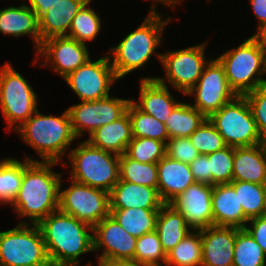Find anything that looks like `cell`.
<instances>
[{
	"label": "cell",
	"mask_w": 266,
	"mask_h": 266,
	"mask_svg": "<svg viewBox=\"0 0 266 266\" xmlns=\"http://www.w3.org/2000/svg\"><path fill=\"white\" fill-rule=\"evenodd\" d=\"M0 32L17 38L31 35L36 52L41 45L39 20L27 4L0 9Z\"/></svg>",
	"instance_id": "cell-24"
},
{
	"label": "cell",
	"mask_w": 266,
	"mask_h": 266,
	"mask_svg": "<svg viewBox=\"0 0 266 266\" xmlns=\"http://www.w3.org/2000/svg\"><path fill=\"white\" fill-rule=\"evenodd\" d=\"M29 225L23 220L0 232V266H31L49 258L39 226Z\"/></svg>",
	"instance_id": "cell-8"
},
{
	"label": "cell",
	"mask_w": 266,
	"mask_h": 266,
	"mask_svg": "<svg viewBox=\"0 0 266 266\" xmlns=\"http://www.w3.org/2000/svg\"><path fill=\"white\" fill-rule=\"evenodd\" d=\"M93 252L103 248L98 256L102 261H132L134 262L137 238L127 233L111 216H107L92 227Z\"/></svg>",
	"instance_id": "cell-15"
},
{
	"label": "cell",
	"mask_w": 266,
	"mask_h": 266,
	"mask_svg": "<svg viewBox=\"0 0 266 266\" xmlns=\"http://www.w3.org/2000/svg\"><path fill=\"white\" fill-rule=\"evenodd\" d=\"M48 257L63 266H78L80 255L93 251L92 226L59 209L37 224Z\"/></svg>",
	"instance_id": "cell-2"
},
{
	"label": "cell",
	"mask_w": 266,
	"mask_h": 266,
	"mask_svg": "<svg viewBox=\"0 0 266 266\" xmlns=\"http://www.w3.org/2000/svg\"><path fill=\"white\" fill-rule=\"evenodd\" d=\"M166 155L176 161L190 164L200 154L189 137L169 138L166 143Z\"/></svg>",
	"instance_id": "cell-42"
},
{
	"label": "cell",
	"mask_w": 266,
	"mask_h": 266,
	"mask_svg": "<svg viewBox=\"0 0 266 266\" xmlns=\"http://www.w3.org/2000/svg\"><path fill=\"white\" fill-rule=\"evenodd\" d=\"M29 7L35 12L39 19L44 13L48 11V7L55 5L60 0H27Z\"/></svg>",
	"instance_id": "cell-46"
},
{
	"label": "cell",
	"mask_w": 266,
	"mask_h": 266,
	"mask_svg": "<svg viewBox=\"0 0 266 266\" xmlns=\"http://www.w3.org/2000/svg\"><path fill=\"white\" fill-rule=\"evenodd\" d=\"M70 180V186L63 191L61 190L62 182H60L58 207L60 211L92 227L110 215L107 191Z\"/></svg>",
	"instance_id": "cell-11"
},
{
	"label": "cell",
	"mask_w": 266,
	"mask_h": 266,
	"mask_svg": "<svg viewBox=\"0 0 266 266\" xmlns=\"http://www.w3.org/2000/svg\"><path fill=\"white\" fill-rule=\"evenodd\" d=\"M212 192V185L195 182L169 205L184 217L192 231H200L213 226Z\"/></svg>",
	"instance_id": "cell-17"
},
{
	"label": "cell",
	"mask_w": 266,
	"mask_h": 266,
	"mask_svg": "<svg viewBox=\"0 0 266 266\" xmlns=\"http://www.w3.org/2000/svg\"><path fill=\"white\" fill-rule=\"evenodd\" d=\"M195 182L211 185L208 155L200 154L189 164Z\"/></svg>",
	"instance_id": "cell-43"
},
{
	"label": "cell",
	"mask_w": 266,
	"mask_h": 266,
	"mask_svg": "<svg viewBox=\"0 0 266 266\" xmlns=\"http://www.w3.org/2000/svg\"><path fill=\"white\" fill-rule=\"evenodd\" d=\"M213 226L245 228L248 220L238 194L230 184H217L212 192Z\"/></svg>",
	"instance_id": "cell-22"
},
{
	"label": "cell",
	"mask_w": 266,
	"mask_h": 266,
	"mask_svg": "<svg viewBox=\"0 0 266 266\" xmlns=\"http://www.w3.org/2000/svg\"><path fill=\"white\" fill-rule=\"evenodd\" d=\"M201 232H189L166 254V266H201Z\"/></svg>",
	"instance_id": "cell-31"
},
{
	"label": "cell",
	"mask_w": 266,
	"mask_h": 266,
	"mask_svg": "<svg viewBox=\"0 0 266 266\" xmlns=\"http://www.w3.org/2000/svg\"><path fill=\"white\" fill-rule=\"evenodd\" d=\"M181 2H183V0H170V7L171 8L173 7V9H174V7L176 8L175 5H177V4L181 3Z\"/></svg>",
	"instance_id": "cell-50"
},
{
	"label": "cell",
	"mask_w": 266,
	"mask_h": 266,
	"mask_svg": "<svg viewBox=\"0 0 266 266\" xmlns=\"http://www.w3.org/2000/svg\"><path fill=\"white\" fill-rule=\"evenodd\" d=\"M230 185L238 194L239 202L243 207L244 216L247 220L262 216L266 185L244 181H232Z\"/></svg>",
	"instance_id": "cell-34"
},
{
	"label": "cell",
	"mask_w": 266,
	"mask_h": 266,
	"mask_svg": "<svg viewBox=\"0 0 266 266\" xmlns=\"http://www.w3.org/2000/svg\"><path fill=\"white\" fill-rule=\"evenodd\" d=\"M191 143L199 154H210L227 145L218 130L207 118L190 136Z\"/></svg>",
	"instance_id": "cell-40"
},
{
	"label": "cell",
	"mask_w": 266,
	"mask_h": 266,
	"mask_svg": "<svg viewBox=\"0 0 266 266\" xmlns=\"http://www.w3.org/2000/svg\"><path fill=\"white\" fill-rule=\"evenodd\" d=\"M249 2L259 21L258 30L254 35H260L266 29V0H249Z\"/></svg>",
	"instance_id": "cell-45"
},
{
	"label": "cell",
	"mask_w": 266,
	"mask_h": 266,
	"mask_svg": "<svg viewBox=\"0 0 266 266\" xmlns=\"http://www.w3.org/2000/svg\"><path fill=\"white\" fill-rule=\"evenodd\" d=\"M160 209H110V215L132 236L142 235L156 230V219Z\"/></svg>",
	"instance_id": "cell-28"
},
{
	"label": "cell",
	"mask_w": 266,
	"mask_h": 266,
	"mask_svg": "<svg viewBox=\"0 0 266 266\" xmlns=\"http://www.w3.org/2000/svg\"><path fill=\"white\" fill-rule=\"evenodd\" d=\"M207 118L190 104L180 102L165 121L169 138L189 137Z\"/></svg>",
	"instance_id": "cell-29"
},
{
	"label": "cell",
	"mask_w": 266,
	"mask_h": 266,
	"mask_svg": "<svg viewBox=\"0 0 266 266\" xmlns=\"http://www.w3.org/2000/svg\"><path fill=\"white\" fill-rule=\"evenodd\" d=\"M262 141L266 145V133L262 136Z\"/></svg>",
	"instance_id": "cell-53"
},
{
	"label": "cell",
	"mask_w": 266,
	"mask_h": 266,
	"mask_svg": "<svg viewBox=\"0 0 266 266\" xmlns=\"http://www.w3.org/2000/svg\"><path fill=\"white\" fill-rule=\"evenodd\" d=\"M89 0H60L48 7L39 20L41 42L54 36H67L73 18Z\"/></svg>",
	"instance_id": "cell-26"
},
{
	"label": "cell",
	"mask_w": 266,
	"mask_h": 266,
	"mask_svg": "<svg viewBox=\"0 0 266 266\" xmlns=\"http://www.w3.org/2000/svg\"><path fill=\"white\" fill-rule=\"evenodd\" d=\"M57 162H42L27 156L23 162V179L12 201L19 217L38 224L59 207L60 173L52 170Z\"/></svg>",
	"instance_id": "cell-1"
},
{
	"label": "cell",
	"mask_w": 266,
	"mask_h": 266,
	"mask_svg": "<svg viewBox=\"0 0 266 266\" xmlns=\"http://www.w3.org/2000/svg\"><path fill=\"white\" fill-rule=\"evenodd\" d=\"M208 119L227 146L237 148L263 143L245 96H236Z\"/></svg>",
	"instance_id": "cell-7"
},
{
	"label": "cell",
	"mask_w": 266,
	"mask_h": 266,
	"mask_svg": "<svg viewBox=\"0 0 266 266\" xmlns=\"http://www.w3.org/2000/svg\"><path fill=\"white\" fill-rule=\"evenodd\" d=\"M250 106L258 132L266 133V83L244 95Z\"/></svg>",
	"instance_id": "cell-41"
},
{
	"label": "cell",
	"mask_w": 266,
	"mask_h": 266,
	"mask_svg": "<svg viewBox=\"0 0 266 266\" xmlns=\"http://www.w3.org/2000/svg\"><path fill=\"white\" fill-rule=\"evenodd\" d=\"M134 262L144 266H162L161 262L166 265V253L162 249L156 230L137 238Z\"/></svg>",
	"instance_id": "cell-37"
},
{
	"label": "cell",
	"mask_w": 266,
	"mask_h": 266,
	"mask_svg": "<svg viewBox=\"0 0 266 266\" xmlns=\"http://www.w3.org/2000/svg\"><path fill=\"white\" fill-rule=\"evenodd\" d=\"M207 155L211 171V185L230 184L233 179L234 148L226 146Z\"/></svg>",
	"instance_id": "cell-39"
},
{
	"label": "cell",
	"mask_w": 266,
	"mask_h": 266,
	"mask_svg": "<svg viewBox=\"0 0 266 266\" xmlns=\"http://www.w3.org/2000/svg\"><path fill=\"white\" fill-rule=\"evenodd\" d=\"M132 140V125L127 111L117 120L96 129L87 139L91 145L119 156L125 153Z\"/></svg>",
	"instance_id": "cell-25"
},
{
	"label": "cell",
	"mask_w": 266,
	"mask_h": 266,
	"mask_svg": "<svg viewBox=\"0 0 266 266\" xmlns=\"http://www.w3.org/2000/svg\"><path fill=\"white\" fill-rule=\"evenodd\" d=\"M125 154L141 163H157L166 155V144L151 138H133Z\"/></svg>",
	"instance_id": "cell-38"
},
{
	"label": "cell",
	"mask_w": 266,
	"mask_h": 266,
	"mask_svg": "<svg viewBox=\"0 0 266 266\" xmlns=\"http://www.w3.org/2000/svg\"><path fill=\"white\" fill-rule=\"evenodd\" d=\"M216 58L224 66L229 86L237 96H244L266 83L262 78L266 74V44L259 35L253 34Z\"/></svg>",
	"instance_id": "cell-5"
},
{
	"label": "cell",
	"mask_w": 266,
	"mask_h": 266,
	"mask_svg": "<svg viewBox=\"0 0 266 266\" xmlns=\"http://www.w3.org/2000/svg\"><path fill=\"white\" fill-rule=\"evenodd\" d=\"M110 209H161L165 203L158 189L119 180L109 192Z\"/></svg>",
	"instance_id": "cell-19"
},
{
	"label": "cell",
	"mask_w": 266,
	"mask_h": 266,
	"mask_svg": "<svg viewBox=\"0 0 266 266\" xmlns=\"http://www.w3.org/2000/svg\"><path fill=\"white\" fill-rule=\"evenodd\" d=\"M31 266H63L62 264L57 263L55 260L52 258H47L43 262L36 264V265H31Z\"/></svg>",
	"instance_id": "cell-48"
},
{
	"label": "cell",
	"mask_w": 266,
	"mask_h": 266,
	"mask_svg": "<svg viewBox=\"0 0 266 266\" xmlns=\"http://www.w3.org/2000/svg\"><path fill=\"white\" fill-rule=\"evenodd\" d=\"M15 131L38 152L42 162H61L63 154L77 139L67 109L59 116L44 115L37 110Z\"/></svg>",
	"instance_id": "cell-4"
},
{
	"label": "cell",
	"mask_w": 266,
	"mask_h": 266,
	"mask_svg": "<svg viewBox=\"0 0 266 266\" xmlns=\"http://www.w3.org/2000/svg\"><path fill=\"white\" fill-rule=\"evenodd\" d=\"M206 43L194 45L176 51L156 54L160 63L164 67L166 79L162 77H144L142 80H156L160 84L167 86L171 84L173 88L179 90L184 95L190 91L198 82L205 66L211 60L206 61Z\"/></svg>",
	"instance_id": "cell-10"
},
{
	"label": "cell",
	"mask_w": 266,
	"mask_h": 266,
	"mask_svg": "<svg viewBox=\"0 0 266 266\" xmlns=\"http://www.w3.org/2000/svg\"><path fill=\"white\" fill-rule=\"evenodd\" d=\"M23 179V162L15 158L0 161V203L11 204Z\"/></svg>",
	"instance_id": "cell-35"
},
{
	"label": "cell",
	"mask_w": 266,
	"mask_h": 266,
	"mask_svg": "<svg viewBox=\"0 0 266 266\" xmlns=\"http://www.w3.org/2000/svg\"><path fill=\"white\" fill-rule=\"evenodd\" d=\"M266 185V145L234 148L233 179Z\"/></svg>",
	"instance_id": "cell-21"
},
{
	"label": "cell",
	"mask_w": 266,
	"mask_h": 266,
	"mask_svg": "<svg viewBox=\"0 0 266 266\" xmlns=\"http://www.w3.org/2000/svg\"><path fill=\"white\" fill-rule=\"evenodd\" d=\"M98 266H144L132 261H102Z\"/></svg>",
	"instance_id": "cell-47"
},
{
	"label": "cell",
	"mask_w": 266,
	"mask_h": 266,
	"mask_svg": "<svg viewBox=\"0 0 266 266\" xmlns=\"http://www.w3.org/2000/svg\"><path fill=\"white\" fill-rule=\"evenodd\" d=\"M36 53L39 57H44L42 66L51 64L49 67L62 78L91 59L86 43L67 36H54L45 39Z\"/></svg>",
	"instance_id": "cell-16"
},
{
	"label": "cell",
	"mask_w": 266,
	"mask_h": 266,
	"mask_svg": "<svg viewBox=\"0 0 266 266\" xmlns=\"http://www.w3.org/2000/svg\"><path fill=\"white\" fill-rule=\"evenodd\" d=\"M139 102L133 103L143 112L155 117L165 124L173 109L180 103L169 92L168 86H164L156 80L140 81Z\"/></svg>",
	"instance_id": "cell-23"
},
{
	"label": "cell",
	"mask_w": 266,
	"mask_h": 266,
	"mask_svg": "<svg viewBox=\"0 0 266 266\" xmlns=\"http://www.w3.org/2000/svg\"><path fill=\"white\" fill-rule=\"evenodd\" d=\"M158 192L165 204L195 183L189 164L173 160L165 155L157 162Z\"/></svg>",
	"instance_id": "cell-20"
},
{
	"label": "cell",
	"mask_w": 266,
	"mask_h": 266,
	"mask_svg": "<svg viewBox=\"0 0 266 266\" xmlns=\"http://www.w3.org/2000/svg\"><path fill=\"white\" fill-rule=\"evenodd\" d=\"M192 230L184 217L169 204H165L156 219V232L163 251L167 254Z\"/></svg>",
	"instance_id": "cell-27"
},
{
	"label": "cell",
	"mask_w": 266,
	"mask_h": 266,
	"mask_svg": "<svg viewBox=\"0 0 266 266\" xmlns=\"http://www.w3.org/2000/svg\"><path fill=\"white\" fill-rule=\"evenodd\" d=\"M133 138H151L167 143L169 135L164 123L140 110L131 100L127 110Z\"/></svg>",
	"instance_id": "cell-30"
},
{
	"label": "cell",
	"mask_w": 266,
	"mask_h": 266,
	"mask_svg": "<svg viewBox=\"0 0 266 266\" xmlns=\"http://www.w3.org/2000/svg\"><path fill=\"white\" fill-rule=\"evenodd\" d=\"M81 101H95L110 95L111 86L119 80L111 66L109 55L89 59L63 78Z\"/></svg>",
	"instance_id": "cell-13"
},
{
	"label": "cell",
	"mask_w": 266,
	"mask_h": 266,
	"mask_svg": "<svg viewBox=\"0 0 266 266\" xmlns=\"http://www.w3.org/2000/svg\"><path fill=\"white\" fill-rule=\"evenodd\" d=\"M201 232V266H233L237 227L210 226Z\"/></svg>",
	"instance_id": "cell-18"
},
{
	"label": "cell",
	"mask_w": 266,
	"mask_h": 266,
	"mask_svg": "<svg viewBox=\"0 0 266 266\" xmlns=\"http://www.w3.org/2000/svg\"><path fill=\"white\" fill-rule=\"evenodd\" d=\"M92 0L87 1L73 18L67 37L79 42L94 41L101 29V20L94 9L88 7Z\"/></svg>",
	"instance_id": "cell-36"
},
{
	"label": "cell",
	"mask_w": 266,
	"mask_h": 266,
	"mask_svg": "<svg viewBox=\"0 0 266 266\" xmlns=\"http://www.w3.org/2000/svg\"><path fill=\"white\" fill-rule=\"evenodd\" d=\"M250 226L245 229L251 234L254 240L261 246L266 255V218L263 216L248 220Z\"/></svg>",
	"instance_id": "cell-44"
},
{
	"label": "cell",
	"mask_w": 266,
	"mask_h": 266,
	"mask_svg": "<svg viewBox=\"0 0 266 266\" xmlns=\"http://www.w3.org/2000/svg\"><path fill=\"white\" fill-rule=\"evenodd\" d=\"M185 95H195L192 106L206 118L237 96L229 86L224 66L217 58L208 62L196 85Z\"/></svg>",
	"instance_id": "cell-12"
},
{
	"label": "cell",
	"mask_w": 266,
	"mask_h": 266,
	"mask_svg": "<svg viewBox=\"0 0 266 266\" xmlns=\"http://www.w3.org/2000/svg\"><path fill=\"white\" fill-rule=\"evenodd\" d=\"M233 266H266V255L245 228H237Z\"/></svg>",
	"instance_id": "cell-33"
},
{
	"label": "cell",
	"mask_w": 266,
	"mask_h": 266,
	"mask_svg": "<svg viewBox=\"0 0 266 266\" xmlns=\"http://www.w3.org/2000/svg\"><path fill=\"white\" fill-rule=\"evenodd\" d=\"M262 216L266 218V195H265V203H264V209H263Z\"/></svg>",
	"instance_id": "cell-52"
},
{
	"label": "cell",
	"mask_w": 266,
	"mask_h": 266,
	"mask_svg": "<svg viewBox=\"0 0 266 266\" xmlns=\"http://www.w3.org/2000/svg\"><path fill=\"white\" fill-rule=\"evenodd\" d=\"M68 158L70 179L108 193L119 181L120 156L91 145L87 140L72 149Z\"/></svg>",
	"instance_id": "cell-6"
},
{
	"label": "cell",
	"mask_w": 266,
	"mask_h": 266,
	"mask_svg": "<svg viewBox=\"0 0 266 266\" xmlns=\"http://www.w3.org/2000/svg\"><path fill=\"white\" fill-rule=\"evenodd\" d=\"M259 36L263 39L264 43L266 44V29Z\"/></svg>",
	"instance_id": "cell-51"
},
{
	"label": "cell",
	"mask_w": 266,
	"mask_h": 266,
	"mask_svg": "<svg viewBox=\"0 0 266 266\" xmlns=\"http://www.w3.org/2000/svg\"><path fill=\"white\" fill-rule=\"evenodd\" d=\"M159 2H162L161 4H165L166 6H170V0H154L152 7H156Z\"/></svg>",
	"instance_id": "cell-49"
},
{
	"label": "cell",
	"mask_w": 266,
	"mask_h": 266,
	"mask_svg": "<svg viewBox=\"0 0 266 266\" xmlns=\"http://www.w3.org/2000/svg\"><path fill=\"white\" fill-rule=\"evenodd\" d=\"M130 101L109 95L95 101H81L67 108L74 135L82 137L85 131L90 135L99 127L117 120L126 112Z\"/></svg>",
	"instance_id": "cell-14"
},
{
	"label": "cell",
	"mask_w": 266,
	"mask_h": 266,
	"mask_svg": "<svg viewBox=\"0 0 266 266\" xmlns=\"http://www.w3.org/2000/svg\"><path fill=\"white\" fill-rule=\"evenodd\" d=\"M156 8L151 7L143 23L110 48L109 59L118 79L147 64L161 45L164 27L172 18L162 19Z\"/></svg>",
	"instance_id": "cell-3"
},
{
	"label": "cell",
	"mask_w": 266,
	"mask_h": 266,
	"mask_svg": "<svg viewBox=\"0 0 266 266\" xmlns=\"http://www.w3.org/2000/svg\"><path fill=\"white\" fill-rule=\"evenodd\" d=\"M119 180L157 188V163H141L124 153L119 158Z\"/></svg>",
	"instance_id": "cell-32"
},
{
	"label": "cell",
	"mask_w": 266,
	"mask_h": 266,
	"mask_svg": "<svg viewBox=\"0 0 266 266\" xmlns=\"http://www.w3.org/2000/svg\"><path fill=\"white\" fill-rule=\"evenodd\" d=\"M37 103L27 80L10 63L4 64L0 69V108L8 127H20L38 110Z\"/></svg>",
	"instance_id": "cell-9"
}]
</instances>
